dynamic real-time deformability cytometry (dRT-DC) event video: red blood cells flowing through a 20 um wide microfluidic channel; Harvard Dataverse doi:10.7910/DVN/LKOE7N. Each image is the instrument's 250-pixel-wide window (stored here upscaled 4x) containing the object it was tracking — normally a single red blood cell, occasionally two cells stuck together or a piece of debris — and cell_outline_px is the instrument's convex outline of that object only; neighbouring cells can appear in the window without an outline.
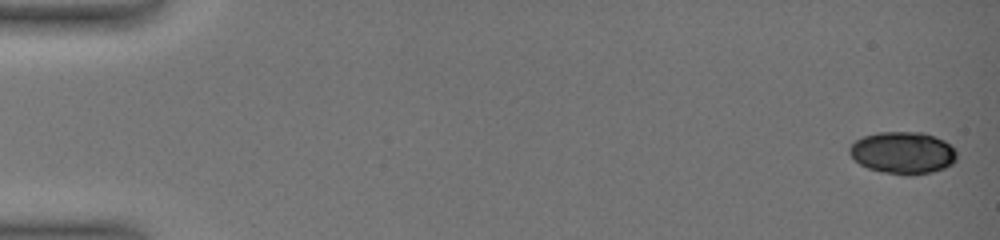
{"species": "common noctule bat (a hibernating species)", "species_latin": "Nyctalus noctula", "temperature_condition": "warm", "stored_images_in_passage": 16, "camera_frame_rate_fps": 3000, "um_per_image_px": 0.085, "animal": {"sex": "female", "body_mass_g": 19.0, "forearm_length_mm": 51.5}, "frame": {"image": 1, "passage_image": 1, "time_ms": 0.0, "image_size_px": [1000, 240], "cell_outline_px": [[956, 160], [952, 164], [944, 168], [932, 172], [908, 176], [884, 172], [868, 168], [860, 164], [848, 152], [848, 148], [856, 140], [864, 136], [880, 132], [924, 132], [944, 140], [956, 152]], "centroid_in_image_um": [76.75, 12.99], "position_along_channel_um": 8.3, "area_um2": 26.24}}
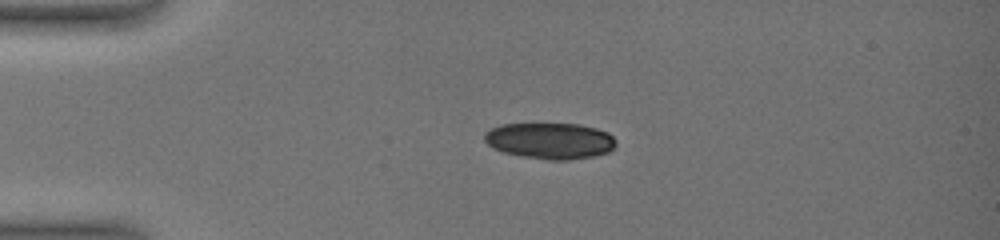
{"frame": {"image": 2, "passage_image": 12, "time_ms": 4.333, "image_size_px": [1000, 240], "cell_outline_px": [[616, 144], [608, 152], [592, 156], [568, 160], [544, 160], [520, 156], [504, 152], [492, 148], [484, 140], [484, 132], [500, 124], [580, 124], [596, 128], [608, 132], [616, 140]], "centroid_in_image_um": [46.74, 11.97], "position_along_channel_um": 38.3, "area_um2": 27.86}}
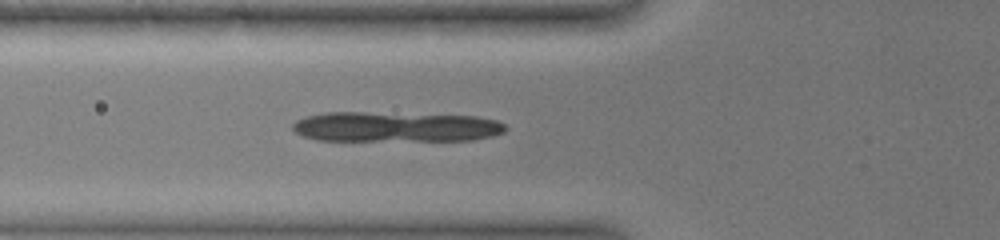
{"frame": {"image": 3, "passage_image": 16, "time_ms": 7.0, "image_size_px": [1000, 240], "cell_outline_px": [[508, 128], [504, 132], [492, 136], [472, 140], [316, 140], [304, 136], [296, 132], [292, 128], [292, 124], [296, 120], [304, 116], [324, 112], [364, 112], [476, 116], [496, 120], [504, 124]], "centroid_in_image_um": [33.61, 10.77], "position_along_channel_um": 92.2, "area_um2": 37.4}}